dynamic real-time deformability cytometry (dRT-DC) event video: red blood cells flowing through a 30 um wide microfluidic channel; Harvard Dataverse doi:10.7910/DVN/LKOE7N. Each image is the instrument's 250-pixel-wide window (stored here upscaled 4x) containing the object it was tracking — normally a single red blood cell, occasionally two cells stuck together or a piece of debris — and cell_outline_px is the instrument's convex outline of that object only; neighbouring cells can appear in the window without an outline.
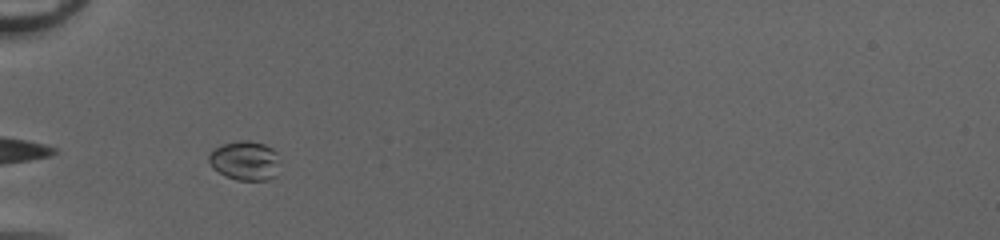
{"species": "common noctule bat (a hibernating species)", "species_latin": "Nyctalus noctula", "temperature_condition": "cold", "stored_images_in_passage": 24, "camera_frame_rate_fps": 3000, "um_per_image_px": 0.085, "animal": {"sex": "female", "body_mass_g": 20.0, "forearm_length_mm": 54.0}, "frame": {"image": 1, "passage_image": 4, "time_ms": 1.0, "image_size_px": [1000, 240], "cell_outline_px": [[280, 160], [276, 176], [268, 180], [236, 180], [224, 176], [212, 168], [208, 160], [208, 156], [216, 148], [224, 144], [240, 140], [248, 140], [264, 144], [272, 148], [276, 152]], "centroid_in_image_um": [20.84, 13.67], "position_along_channel_um": 64.2, "area_um2": 16.42}}